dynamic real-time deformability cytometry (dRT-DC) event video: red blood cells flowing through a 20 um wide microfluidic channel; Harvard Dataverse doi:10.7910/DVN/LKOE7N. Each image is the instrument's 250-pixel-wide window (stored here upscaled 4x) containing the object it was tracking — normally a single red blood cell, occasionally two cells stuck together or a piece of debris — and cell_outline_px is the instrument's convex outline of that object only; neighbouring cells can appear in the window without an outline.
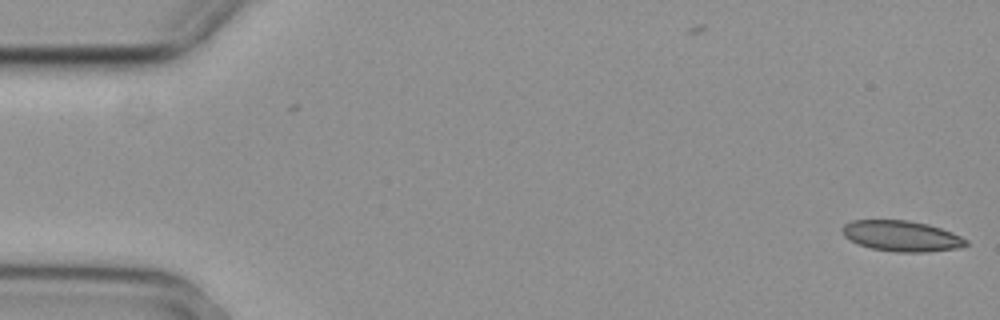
{"species": "common noctule bat (a hibernating species)", "species_latin": "Nyctalus noctula", "temperature_condition": "cold", "stored_images_in_passage": 5, "segment_of_instrument_passage": [1, 2], "camera_frame_rate_fps": 3000, "um_per_image_px": 0.085, "animal": {"sex": "female", "body_mass_g": 29.2, "forearm_length_mm": 56.3}, "frame": {"image": 1, "passage_image": 1, "time_ms": 0.0, "image_size_px": [1000, 320], "cell_outline_px": [[968, 244], [960, 248], [928, 252], [896, 252], [872, 248], [856, 244], [844, 236], [844, 224], [852, 220], [908, 220], [928, 224], [952, 232], [968, 240]], "centroid_in_image_um": [76.66, 20.06], "position_along_channel_um": 8.3, "area_um2": 22.14}}